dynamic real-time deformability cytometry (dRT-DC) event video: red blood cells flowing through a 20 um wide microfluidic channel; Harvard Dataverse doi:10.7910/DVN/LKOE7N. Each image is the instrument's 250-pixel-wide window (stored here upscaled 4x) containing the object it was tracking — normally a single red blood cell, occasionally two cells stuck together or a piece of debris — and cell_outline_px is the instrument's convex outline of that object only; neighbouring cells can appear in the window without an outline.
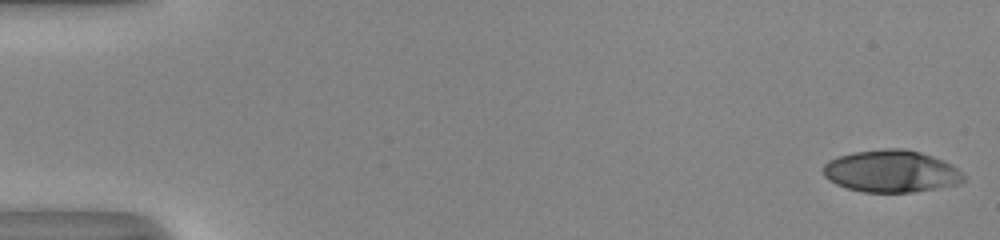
{"species": "human", "species_latin": "Homo sapiens", "temperature_condition": "room temperature", "stored_images_in_passage": 51, "camera_frame_rate_fps": 3000, "um_per_image_px": 0.085, "donor": {"sex": "male"}, "frame": {"image": 1, "passage_image": 1, "time_ms": 0.0, "image_size_px": [1000, 240], "cell_outline_px": [[968, 180], [960, 184], [912, 192], [864, 192], [848, 188], [836, 184], [828, 180], [824, 176], [824, 164], [828, 160], [836, 156], [852, 152], [884, 148], [904, 148], [920, 152], [944, 160], [952, 164], [964, 172], [968, 176]], "centroid_in_image_um": [75.81, 14.55], "position_along_channel_um": 9.2, "area_um2": 35.03}}
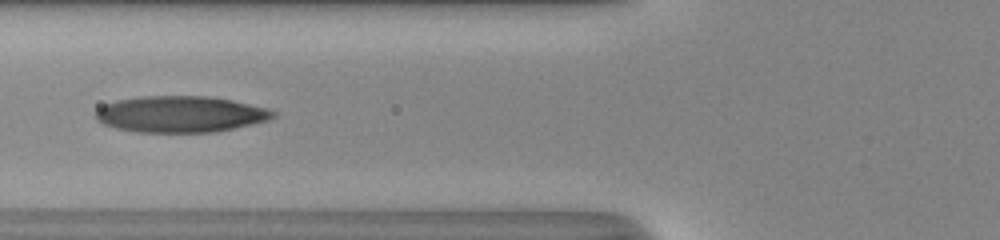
{"frame": {"image": 2, "passage_image": 21, "time_ms": 6.667, "image_size_px": [1000, 240], "cell_outline_px": [[276, 116], [268, 120], [252, 124], [216, 132], [136, 132], [116, 128], [104, 124], [96, 120], [96, 108], [104, 104], [116, 100], [140, 96], [208, 96], [232, 100], [268, 108], [276, 112]], "centroid_in_image_um": [15.33, 9.7], "position_along_channel_um": 110.5, "area_um2": 37.74}}
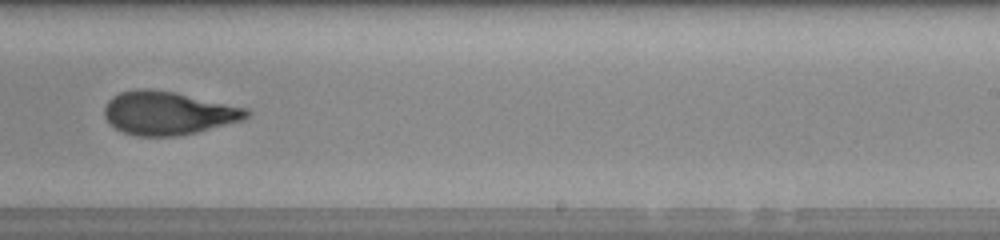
{"frame": {"image": 3, "passage_image": 33, "time_ms": 10.667, "image_size_px": [1000, 240], "cell_outline_px": [[252, 112], [244, 120], [196, 132], [176, 136], [136, 136], [124, 132], [108, 124], [104, 116], [104, 108], [108, 100], [112, 96], [120, 92], [140, 88], [148, 88], [172, 92], [248, 108]], "centroid_in_image_um": [14.27, 9.61], "position_along_channel_um": 274.7, "area_um2": 35.89}, "authors_computed_cell_mechanics": {"area_um2": 35.4892, "velocity_mm_per_s": 4.1163, "shape_relaxation_time_tau1_ms": 9.2445, "shape_relaxation_time_tau2_ms": 1.3411, "deformation_change_tau1": 0.2955, "deformation_change_tau2": 0.0872}}